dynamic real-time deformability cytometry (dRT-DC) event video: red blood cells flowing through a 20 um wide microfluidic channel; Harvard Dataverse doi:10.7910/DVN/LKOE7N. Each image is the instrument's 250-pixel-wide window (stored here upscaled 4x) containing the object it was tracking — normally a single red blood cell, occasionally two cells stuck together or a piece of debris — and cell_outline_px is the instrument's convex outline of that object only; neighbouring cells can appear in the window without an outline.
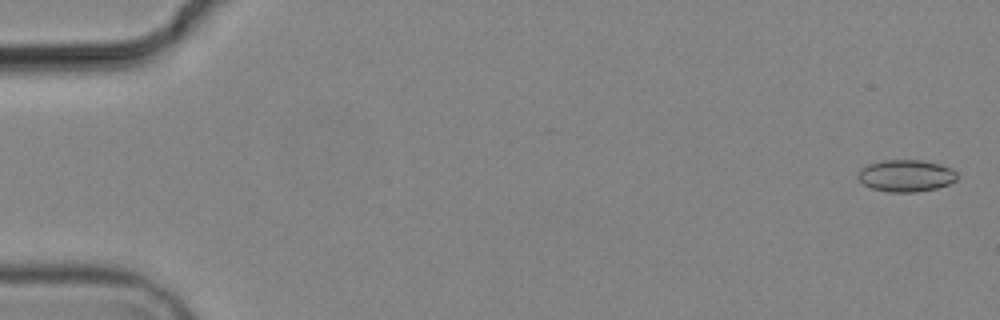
{"species": "common noctule bat (a hibernating species)", "species_latin": "Nyctalus noctula", "temperature_condition": "cold", "stored_images_in_passage": 10, "camera_frame_rate_fps": 3000, "um_per_image_px": 0.085, "animal": {"sex": "male", "body_mass_g": 19.2, "forearm_length_mm": 51.8}, "frame": {"image": 1, "passage_image": 1, "time_ms": 0.0, "image_size_px": [1000, 320], "cell_outline_px": [[960, 176], [956, 180], [948, 184], [936, 188], [916, 192], [888, 192], [872, 188], [864, 184], [856, 176], [860, 168], [868, 164], [880, 160], [920, 160], [940, 164], [952, 168]], "centroid_in_image_um": [77.01, 14.93], "position_along_channel_um": 8.0, "area_um2": 18.61}}
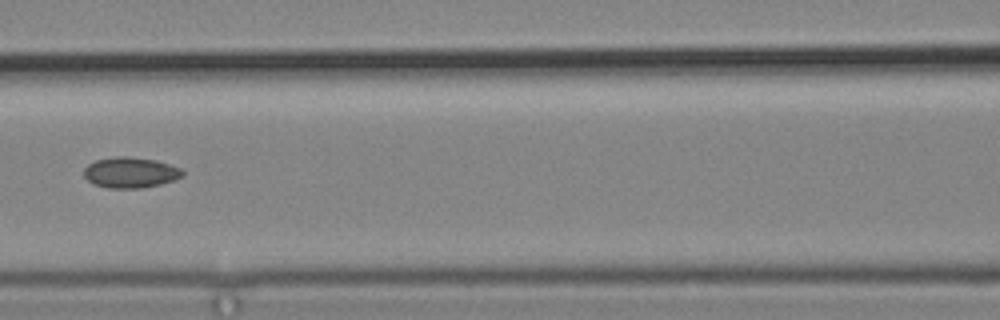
{"frame": {"image": 2, "passage_image": 7, "time_ms": 8.0, "image_size_px": [1000, 320], "cell_outline_px": [[184, 176], [160, 184], [140, 188], [108, 188], [92, 184], [84, 176], [84, 168], [88, 164], [96, 160], [112, 156], [128, 156], [156, 160], [180, 168], [184, 172]], "centroid_in_image_um": [11.06, 14.66], "position_along_channel_um": 155.5, "area_um2": 17.69}}
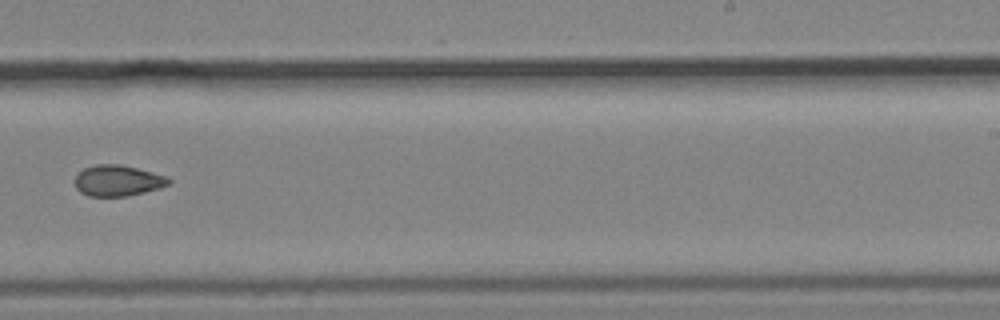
{"frame": {"image": 3, "passage_image": 10, "time_ms": 11.333, "image_size_px": [1000, 320], "cell_outline_px": [[172, 180], [168, 184], [160, 188], [128, 196], [88, 196], [80, 192], [76, 188], [76, 176], [84, 168], [96, 164], [120, 164], [168, 176]], "centroid_in_image_um": [10.02, 15.35], "position_along_channel_um": 279.0, "area_um2": 16.88}}